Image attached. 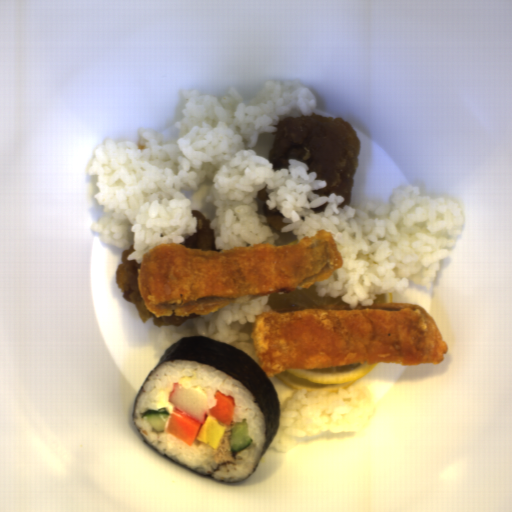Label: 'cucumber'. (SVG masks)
Here are the masks:
<instances>
[{"label":"cucumber","instance_id":"1","mask_svg":"<svg viewBox=\"0 0 512 512\" xmlns=\"http://www.w3.org/2000/svg\"><path fill=\"white\" fill-rule=\"evenodd\" d=\"M230 434V451L243 450L250 446L252 438L249 437V423L246 418L241 422L235 423L229 432Z\"/></svg>","mask_w":512,"mask_h":512},{"label":"cucumber","instance_id":"2","mask_svg":"<svg viewBox=\"0 0 512 512\" xmlns=\"http://www.w3.org/2000/svg\"><path fill=\"white\" fill-rule=\"evenodd\" d=\"M142 417L156 432H161L166 430L170 415L167 412L148 409L143 413Z\"/></svg>","mask_w":512,"mask_h":512}]
</instances>
